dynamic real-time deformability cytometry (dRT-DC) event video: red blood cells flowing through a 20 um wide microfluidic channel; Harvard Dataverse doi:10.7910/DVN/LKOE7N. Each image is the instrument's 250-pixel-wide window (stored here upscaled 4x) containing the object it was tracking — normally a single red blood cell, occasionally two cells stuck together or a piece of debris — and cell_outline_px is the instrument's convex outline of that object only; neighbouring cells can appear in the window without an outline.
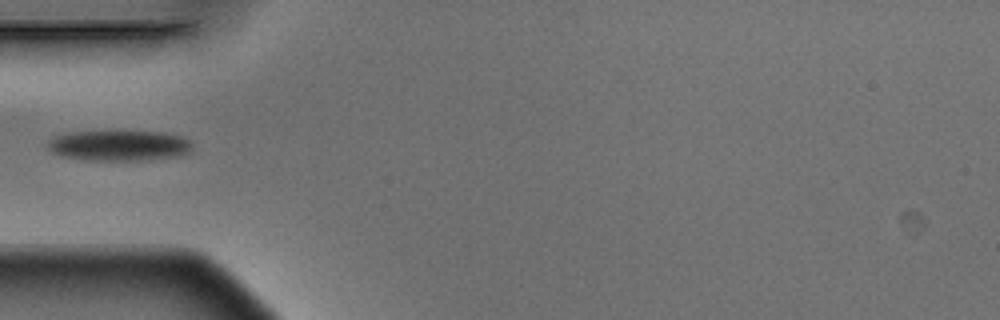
{"species": "Egyptian fruit bat (a non-hibernating species)", "species_latin": "Rousettus aegyptiacus", "temperature_condition": "warm", "stored_images_in_passage": 4, "camera_frame_rate_fps": 3000, "um_per_image_px": 0.085, "animal": {"sex": "male"}, "frame": {"image": 1, "passage_image": 4, "time_ms": 1.0, "image_size_px": [1000, 320], "cell_outline_px": [[192, 148], [188, 152], [176, 156], [148, 160], [88, 160], [60, 156], [52, 152], [48, 148], [48, 140], [56, 136], [68, 132], [160, 132], [184, 136], [192, 144]], "centroid_in_image_um": [10.11, 12.38], "position_along_channel_um": 74.9, "area_um2": 25.55}}